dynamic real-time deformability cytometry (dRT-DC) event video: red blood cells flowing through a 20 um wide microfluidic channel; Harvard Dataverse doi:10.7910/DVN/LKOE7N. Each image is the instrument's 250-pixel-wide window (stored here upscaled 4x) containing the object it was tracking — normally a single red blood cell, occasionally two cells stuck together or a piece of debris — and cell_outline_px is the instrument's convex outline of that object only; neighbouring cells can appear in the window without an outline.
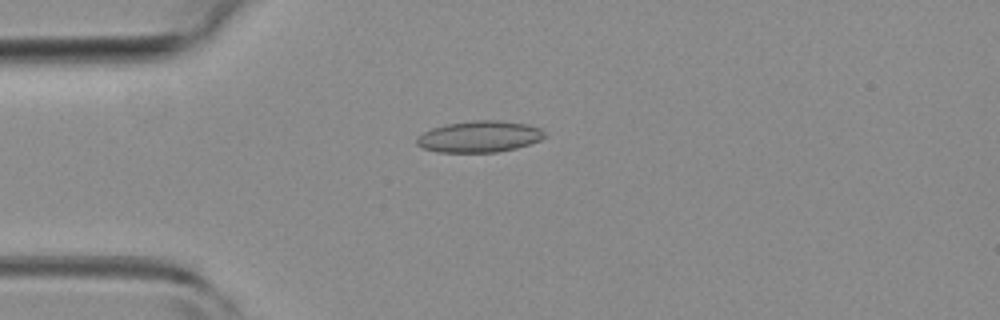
{"species": "common noctule bat (a hibernating species)", "species_latin": "Nyctalus noctula", "temperature_condition": "room temperature", "stored_images_in_passage": 29, "camera_frame_rate_fps": 3000, "um_per_image_px": 0.085, "animal": {"sex": "female", "body_mass_g": 19.3, "forearm_length_mm": 54.1}, "frame": {"image": 1, "passage_image": 6, "time_ms": 1.667, "image_size_px": [1000, 320], "cell_outline_px": [[548, 136], [540, 140], [516, 148], [496, 152], [436, 152], [424, 148], [416, 144], [416, 136], [432, 128], [448, 124], [472, 120], [496, 120], [528, 124], [540, 128]], "centroid_in_image_um": [40.75, 11.61], "position_along_channel_um": 44.2, "area_um2": 23.41}}
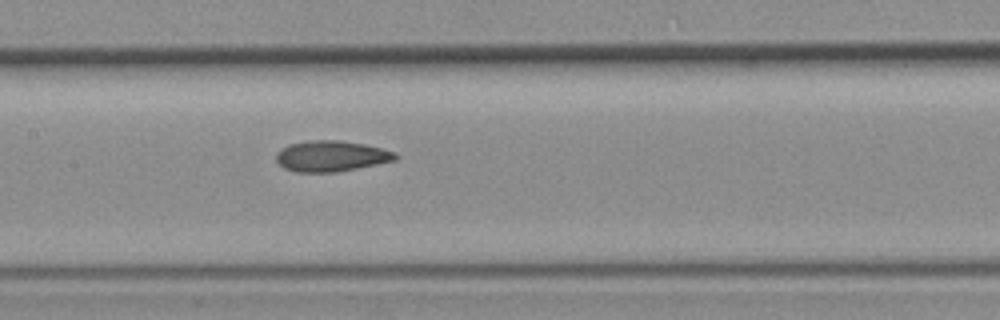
{"frame": {"image": 2, "passage_image": 17, "time_ms": 5.333, "image_size_px": [1000, 320], "cell_outline_px": [[400, 156], [396, 160], [336, 172], [296, 172], [284, 168], [276, 160], [276, 152], [292, 144], [312, 140], [340, 140], [364, 144], [396, 152]], "centroid_in_image_um": [28.18, 13.27], "position_along_channel_um": 179.2, "area_um2": 21.21}}
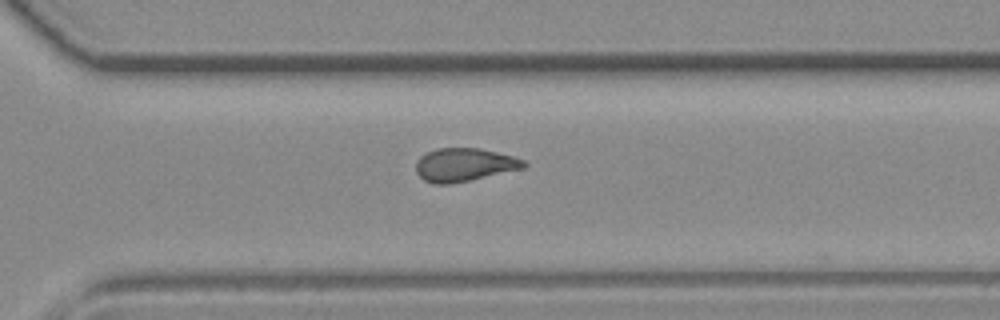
{"frame": {"image": 3, "passage_image": 28, "time_ms": 9.0, "image_size_px": [1000, 320], "cell_outline_px": [[528, 164], [524, 168], [452, 184], [432, 184], [424, 180], [416, 172], [416, 160], [420, 156], [436, 148], [480, 148], [512, 156], [524, 160]], "centroid_in_image_um": [39.44, 14.01], "position_along_channel_um": 331.2, "area_um2": 20.92}}